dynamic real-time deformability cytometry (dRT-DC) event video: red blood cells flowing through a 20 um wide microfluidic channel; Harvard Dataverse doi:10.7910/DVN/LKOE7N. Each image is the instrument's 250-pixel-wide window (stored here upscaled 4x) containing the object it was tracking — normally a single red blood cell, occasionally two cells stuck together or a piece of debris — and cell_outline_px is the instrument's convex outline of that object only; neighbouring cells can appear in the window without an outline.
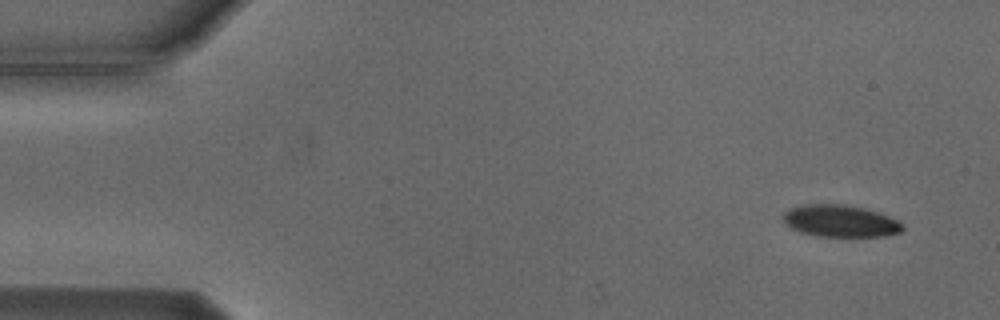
{"species": "Egyptian fruit bat (a non-hibernating species)", "species_latin": "Rousettus aegyptiacus", "temperature_condition": "cold", "stored_images_in_passage": 6, "camera_frame_rate_fps": 3000, "um_per_image_px": 0.085, "animal": {"sex": "male"}, "frame": {"image": 1, "passage_image": 1, "time_ms": 0.0, "image_size_px": [1000, 320], "cell_outline_px": [[904, 228], [900, 232], [884, 236], [816, 236], [800, 232], [792, 228], [784, 220], [784, 212], [792, 208], [804, 204], [844, 204], [864, 208], [888, 216], [896, 220]], "centroid_in_image_um": [71.41, 18.78], "position_along_channel_um": 13.6, "area_um2": 21.91}}
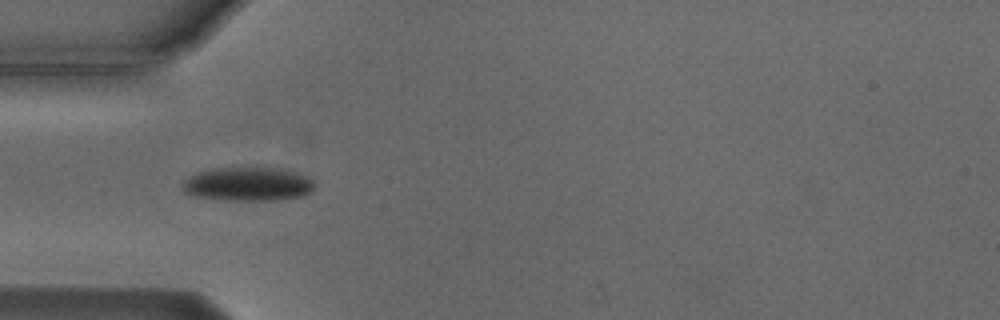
{"frame": {"image": 2, "passage_image": 4, "time_ms": 4.333, "image_size_px": [1000, 320], "cell_outline_px": [[316, 184], [312, 192], [300, 196], [276, 200], [224, 200], [196, 196], [184, 192], [184, 180], [188, 176], [196, 172], [208, 168], [256, 164], [296, 172], [308, 176]], "centroid_in_image_um": [21.08, 15.59], "position_along_channel_um": 63.9, "area_um2": 27.05}}